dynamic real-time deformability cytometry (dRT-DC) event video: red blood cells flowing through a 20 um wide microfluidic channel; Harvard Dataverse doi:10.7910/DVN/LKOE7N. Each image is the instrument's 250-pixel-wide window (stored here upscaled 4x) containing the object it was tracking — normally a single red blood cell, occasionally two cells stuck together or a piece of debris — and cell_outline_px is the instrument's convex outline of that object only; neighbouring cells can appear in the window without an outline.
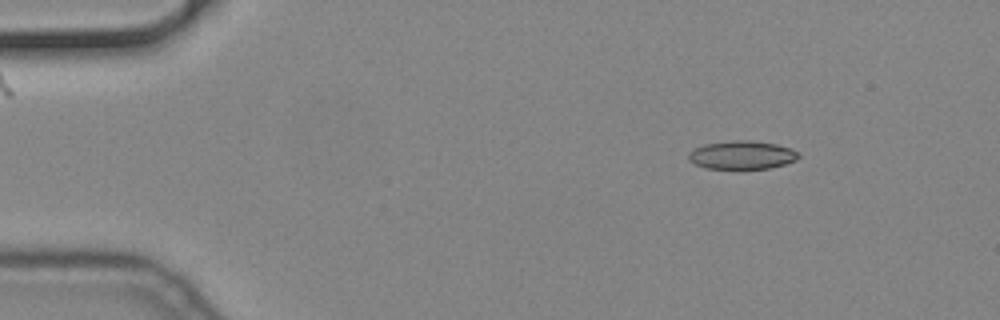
{"species": "common noctule bat (a hibernating species)", "species_latin": "Nyctalus noctula", "temperature_condition": "cold", "stored_images_in_passage": 50, "camera_frame_rate_fps": 3000, "um_per_image_px": 0.085, "animal": {"sex": "male", "body_mass_g": 19.2, "forearm_length_mm": 51.8}, "frame": {"image": 1, "passage_image": 1, "time_ms": 0.0, "image_size_px": [1000, 320], "cell_outline_px": [[800, 156], [796, 160], [784, 164], [768, 168], [704, 168], [688, 160], [688, 152], [704, 144], [732, 140], [752, 140], [776, 144], [792, 148]], "centroid_in_image_um": [63.05, 13.16], "position_along_channel_um": 21.9, "area_um2": 18.09}}
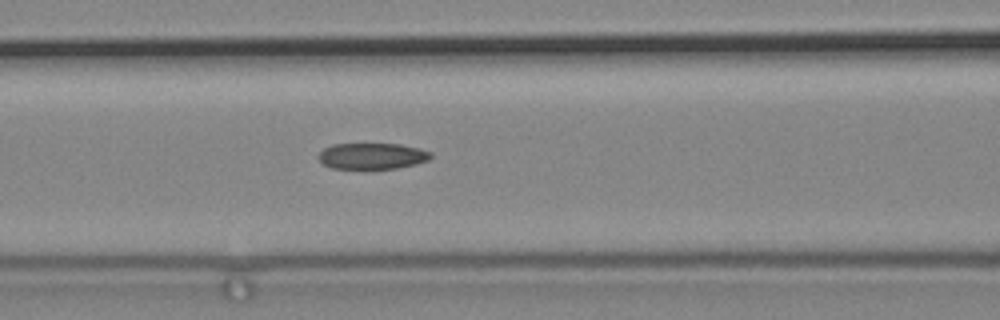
{"frame": {"image": 2, "passage_image": 17, "time_ms": 5.333, "image_size_px": [1000, 320], "cell_outline_px": [[432, 156], [428, 160], [416, 164], [396, 168], [332, 168], [324, 164], [316, 156], [324, 148], [332, 144], [400, 144], [420, 148], [432, 152]], "centroid_in_image_um": [31.65, 13.25], "position_along_channel_um": 135.0, "area_um2": 17.05}}
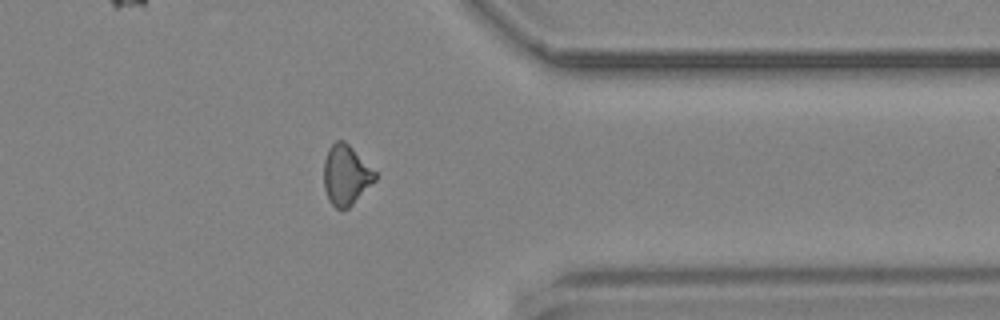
{"frame": {"image": 3, "passage_image": 38, "time_ms": 12.333, "image_size_px": [1000, 320], "cell_outline_px": [[376, 180], [348, 208], [340, 212], [328, 200], [324, 188], [324, 160], [328, 148], [336, 140], [344, 140], [376, 172]], "centroid_in_image_um": [29.39, 14.9], "position_along_channel_um": 382.0, "area_um2": 17.92}}